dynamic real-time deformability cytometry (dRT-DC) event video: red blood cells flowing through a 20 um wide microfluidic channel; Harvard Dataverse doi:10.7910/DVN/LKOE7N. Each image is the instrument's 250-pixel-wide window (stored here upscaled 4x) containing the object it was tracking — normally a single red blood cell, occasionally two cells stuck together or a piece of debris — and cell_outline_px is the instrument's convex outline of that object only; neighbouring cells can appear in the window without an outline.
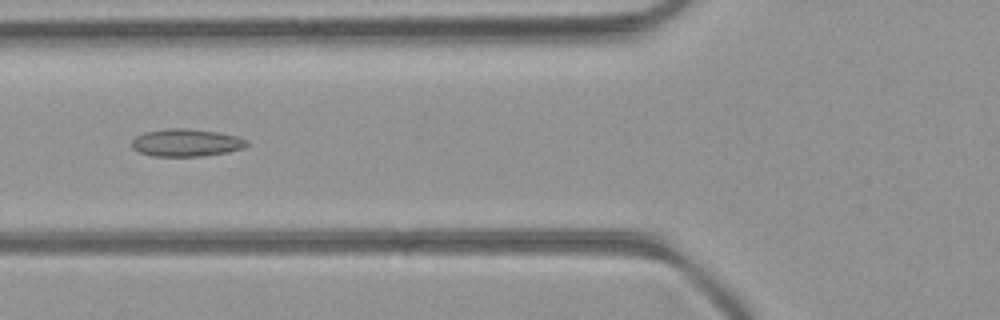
{"species": "common noctule bat (a hibernating species)", "species_latin": "Nyctalus noctula", "temperature_condition": "room temperature", "stored_images_in_passage": 49, "camera_frame_rate_fps": 3000, "um_per_image_px": 0.085, "animal": {"sex": "female", "body_mass_g": 21.9}, "frame": {"image": 1, "passage_image": 18, "time_ms": 5.667, "image_size_px": [1000, 320], "cell_outline_px": [[248, 144], [244, 148], [228, 152], [204, 156], [152, 156], [140, 152], [132, 148], [132, 140], [136, 136], [144, 132], [172, 128], [184, 128], [216, 132], [236, 136], [248, 140]], "centroid_in_image_um": [15.83, 12.13], "position_along_channel_um": 110.0, "area_um2": 18.38}}
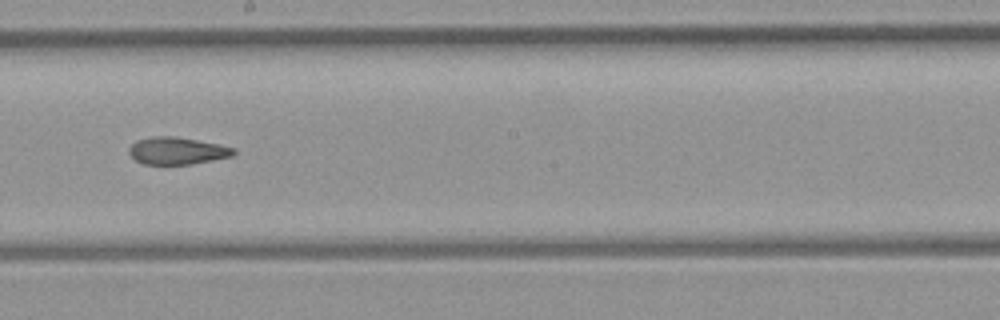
{"frame": {"image": 2, "passage_image": 27, "time_ms": 8.667, "image_size_px": [1000, 320], "cell_outline_px": [[236, 152], [232, 156], [192, 164], [144, 164], [136, 160], [128, 152], [128, 148], [136, 140], [152, 136], [172, 136], [220, 144], [236, 148]], "centroid_in_image_um": [15.06, 12.81], "position_along_channel_um": 233.1, "area_um2": 16.59}}
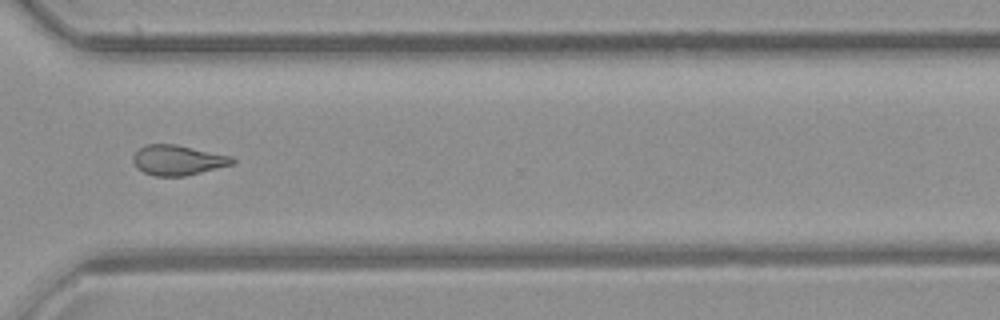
{"frame": {"image": 3, "passage_image": 36, "time_ms": 11.667, "image_size_px": [1000, 320], "cell_outline_px": [[236, 160], [232, 164], [184, 176], [152, 176], [136, 168], [132, 160], [132, 156], [144, 144], [176, 144], [232, 156]], "centroid_in_image_um": [15.07, 13.6], "position_along_channel_um": 355.5, "area_um2": 17.4}, "authors_computed_cell_mechanics": {"area_um2": 17.6868, "velocity_mm_per_s": 4.0836, "shape_relaxation_time_tau1_ms": null, "shape_relaxation_time_tau2_ms": 3.3408, "deformation_change_tau1": null, "deformation_change_tau2": 0.1009}}